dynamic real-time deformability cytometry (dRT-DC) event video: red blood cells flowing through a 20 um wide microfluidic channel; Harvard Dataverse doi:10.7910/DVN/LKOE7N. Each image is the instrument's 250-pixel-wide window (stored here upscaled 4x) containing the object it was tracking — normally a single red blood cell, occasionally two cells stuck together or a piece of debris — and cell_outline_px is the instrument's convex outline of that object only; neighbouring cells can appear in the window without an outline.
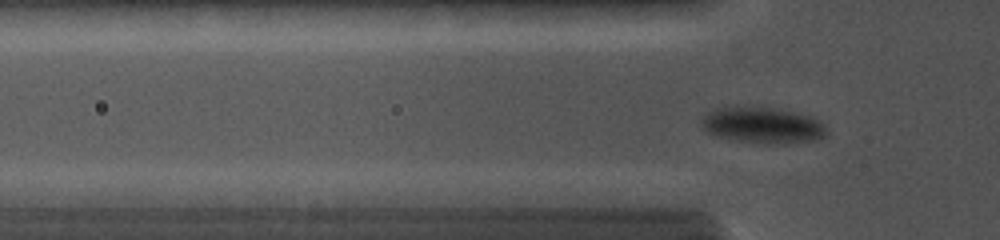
{"species": "common noctule bat (a hibernating species)", "species_latin": "Nyctalus noctula", "temperature_condition": "cold", "stored_images_in_passage": 41, "camera_frame_rate_fps": 5000, "um_per_image_px": 0.085, "animal": {"sex": "female", "body_mass_g": 19.0, "forearm_length_mm": 56.7}, "frame": {"image": 1, "passage_image": 13, "time_ms": 4.0, "image_size_px": [1000, 240], "cell_outline_px": [[828, 132], [824, 136], [812, 140], [780, 144], [744, 140], [720, 136], [708, 132], [700, 124], [700, 120], [712, 108], [768, 108], [792, 112], [812, 116], [820, 120], [824, 124]], "centroid_in_image_um": [64.86, 10.64], "position_along_channel_um": 60.9, "area_um2": 25.37}}
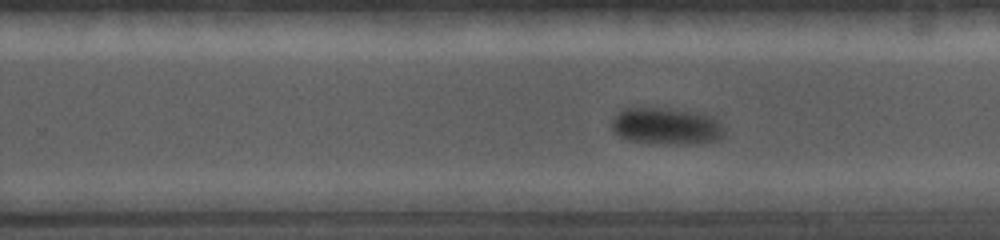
{"frame": {"image": 2, "passage_image": 28, "time_ms": 9.2, "image_size_px": [1000, 240], "cell_outline_px": [[724, 136], [720, 140], [700, 144], [664, 144], [628, 140], [620, 136], [612, 128], [612, 120], [616, 112], [624, 108], [672, 108], [700, 112], [716, 120], [724, 128]], "centroid_in_image_um": [56.66, 10.72], "position_along_channel_um": 273.1, "area_um2": 24.51}}
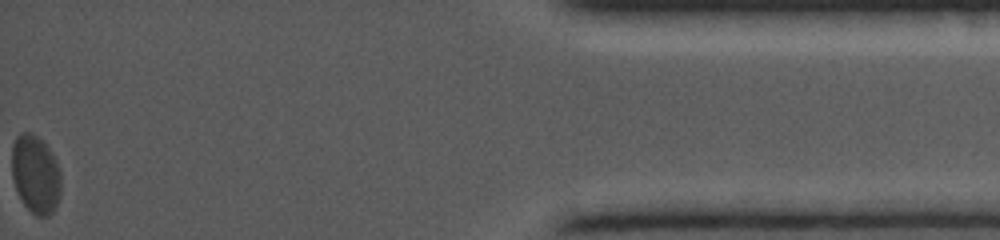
{"frame": {"image": 3, "passage_image": 41, "time_ms": 14.8, "image_size_px": [1000, 240], "cell_outline_px": [[60, 192], [56, 208], [48, 216], [36, 216], [24, 204], [16, 188], [12, 176], [12, 144], [16, 136], [20, 132], [28, 132], [36, 136], [52, 152], [56, 160], [60, 172]], "centroid_in_image_um": [3.02, 14.81], "position_along_channel_um": 432.2, "area_um2": 22.31}}